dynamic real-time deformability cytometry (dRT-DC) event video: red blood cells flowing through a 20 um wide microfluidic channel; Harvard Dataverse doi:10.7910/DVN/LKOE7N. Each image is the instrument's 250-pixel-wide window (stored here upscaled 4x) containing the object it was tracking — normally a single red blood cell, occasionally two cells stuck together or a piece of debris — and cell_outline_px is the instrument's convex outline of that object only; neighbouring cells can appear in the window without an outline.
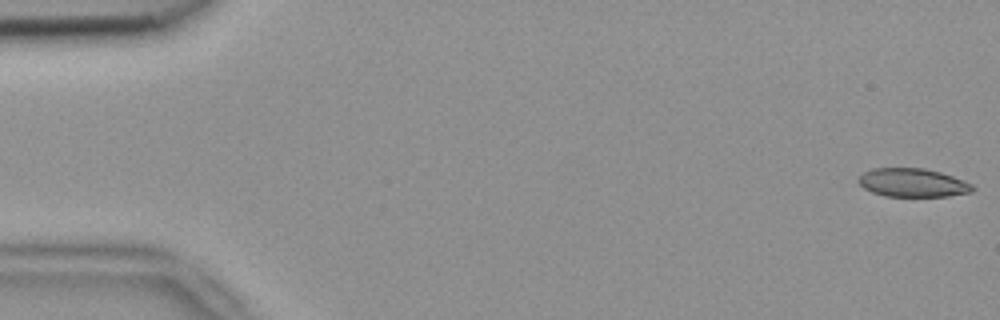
{"species": "common noctule bat (a hibernating species)", "species_latin": "Nyctalus noctula", "temperature_condition": "room temperature", "stored_images_in_passage": 5, "camera_frame_rate_fps": 3000, "um_per_image_px": 0.085, "animal": {"sex": "female", "body_mass_g": 18.4}, "frame": {"image": 1, "passage_image": 1, "time_ms": 0.0, "image_size_px": [1000, 320], "cell_outline_px": [[976, 188], [972, 192], [948, 196], [884, 196], [872, 192], [864, 188], [860, 184], [860, 176], [864, 172], [872, 168], [924, 168], [940, 172], [964, 180], [972, 184]], "centroid_in_image_um": [77.61, 15.53], "position_along_channel_um": 7.4, "area_um2": 18.9}}
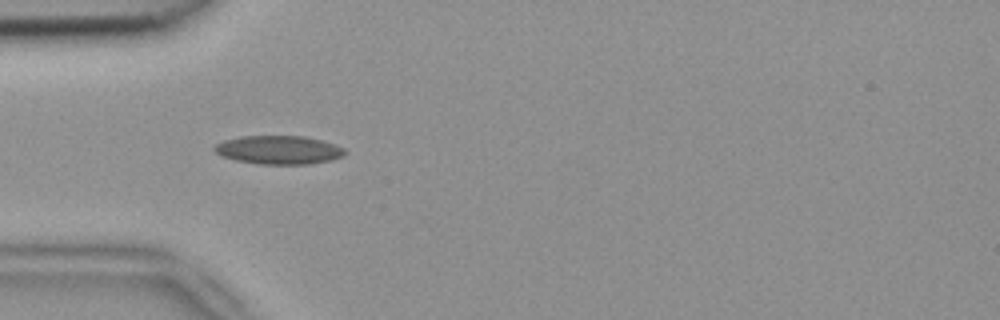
{"frame": {"image": 2, "passage_image": 4, "time_ms": 1.0, "image_size_px": [1000, 320], "cell_outline_px": [[348, 152], [344, 156], [332, 160], [308, 164], [260, 164], [236, 160], [220, 156], [212, 148], [216, 144], [224, 140], [240, 136], [304, 136], [320, 140], [344, 148]], "centroid_in_image_um": [23.69, 12.74], "position_along_channel_um": 61.3, "area_um2": 21.73}}